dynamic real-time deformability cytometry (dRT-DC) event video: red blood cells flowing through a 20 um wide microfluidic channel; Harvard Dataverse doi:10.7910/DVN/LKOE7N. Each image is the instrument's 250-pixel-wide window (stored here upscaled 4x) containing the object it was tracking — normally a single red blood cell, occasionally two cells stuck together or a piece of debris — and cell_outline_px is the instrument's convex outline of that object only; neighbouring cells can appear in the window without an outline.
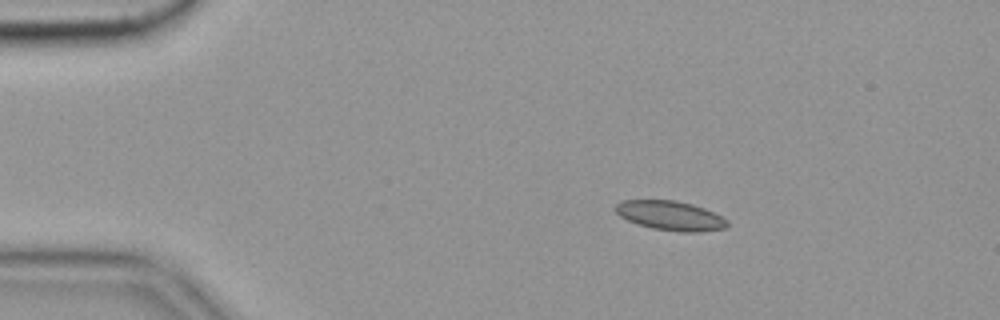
{"species": "common noctule bat (a hibernating species)", "species_latin": "Nyctalus noctula", "temperature_condition": "cold", "stored_images_in_passage": 56, "camera_frame_rate_fps": 3000, "um_per_image_px": 0.085, "animal": {"sex": "female", "body_mass_g": 19.9}, "frame": {"image": 1, "passage_image": 9, "time_ms": 2.667, "image_size_px": [1000, 320], "cell_outline_px": [[728, 228], [700, 232], [680, 232], [652, 228], [636, 224], [620, 216], [612, 208], [620, 200], [676, 200], [692, 204], [704, 208], [728, 220]], "centroid_in_image_um": [56.96, 18.33], "position_along_channel_um": 28.0, "area_um2": 19.36}}
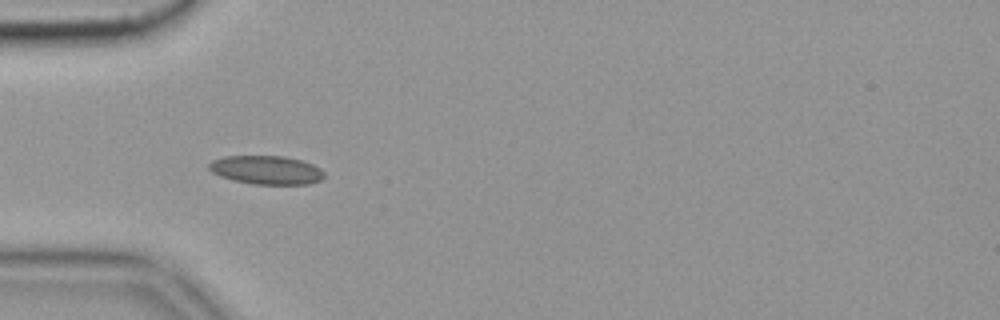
{"frame": {"image": 2, "passage_image": 17, "time_ms": 5.333, "image_size_px": [1000, 320], "cell_outline_px": [[324, 176], [320, 180], [308, 184], [252, 184], [232, 180], [220, 176], [212, 172], [208, 168], [208, 164], [212, 160], [224, 156], [284, 156], [300, 160], [312, 164], [320, 168], [324, 172]], "centroid_in_image_um": [22.62, 14.45], "position_along_channel_um": 62.4, "area_um2": 19.25}, "authors_computed_cell_mechanics": {"area_um2": 18.5827, "velocity_mm_per_s": 3.5153, "shape_relaxation_time_tau1_ms": null, "shape_relaxation_time_tau2_ms": 2.7408, "deformation_change_tau1": null, "deformation_change_tau2": 0.0639}}